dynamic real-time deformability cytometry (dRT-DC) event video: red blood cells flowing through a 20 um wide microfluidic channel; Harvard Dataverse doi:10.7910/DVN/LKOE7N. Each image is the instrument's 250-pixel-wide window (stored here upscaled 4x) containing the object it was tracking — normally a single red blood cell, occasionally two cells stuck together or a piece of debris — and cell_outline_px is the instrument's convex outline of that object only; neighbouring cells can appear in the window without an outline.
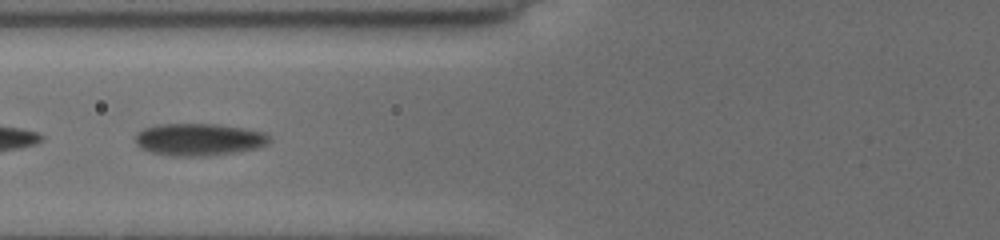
{"species": "common noctule bat (a hibernating species)", "species_latin": "Nyctalus noctula", "temperature_condition": "cold", "stored_images_in_passage": 5, "camera_frame_rate_fps": 3000, "um_per_image_px": 0.085, "animal": {"sex": "female", "body_mass_g": 19.5, "forearm_length_mm": 54.1}, "frame": {"image": 1, "passage_image": 4, "time_ms": 2.667, "image_size_px": [1000, 240], "cell_outline_px": [[268, 140], [264, 144], [256, 148], [236, 152], [212, 156], [168, 156], [152, 152], [140, 148], [136, 144], [136, 132], [144, 128], [156, 124], [216, 124], [244, 128], [264, 132], [268, 136]], "centroid_in_image_um": [16.85, 11.86], "position_along_channel_um": 109.0, "area_um2": 25.2}}